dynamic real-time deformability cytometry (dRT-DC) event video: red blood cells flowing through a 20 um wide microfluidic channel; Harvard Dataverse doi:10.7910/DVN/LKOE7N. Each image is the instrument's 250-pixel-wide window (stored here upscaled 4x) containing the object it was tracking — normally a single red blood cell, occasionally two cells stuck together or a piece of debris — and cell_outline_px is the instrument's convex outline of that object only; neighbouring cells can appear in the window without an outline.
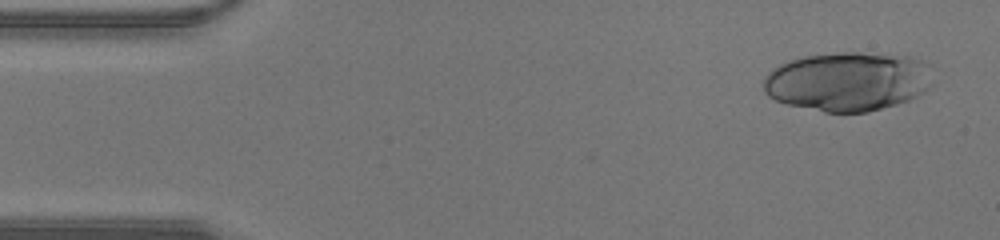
{"species": "human", "species_latin": "Homo sapiens", "temperature_condition": "warm", "stored_images_in_passage": 17, "camera_frame_rate_fps": 3000, "um_per_image_px": 0.085, "donor": {"sex": "male"}, "frame": {"image": 1, "passage_image": 2, "time_ms": 0.333, "image_size_px": [1000, 240], "cell_outline_px": [[928, 88], [924, 92], [908, 100], [896, 104], [868, 112], [824, 112], [788, 104], [776, 100], [768, 96], [764, 92], [764, 76], [772, 68], [788, 60], [804, 56], [840, 52], [860, 52], [908, 56], [924, 60], [928, 64]], "centroid_in_image_um": [72.01, 6.91], "position_along_channel_um": 13.0, "area_um2": 58.26}}
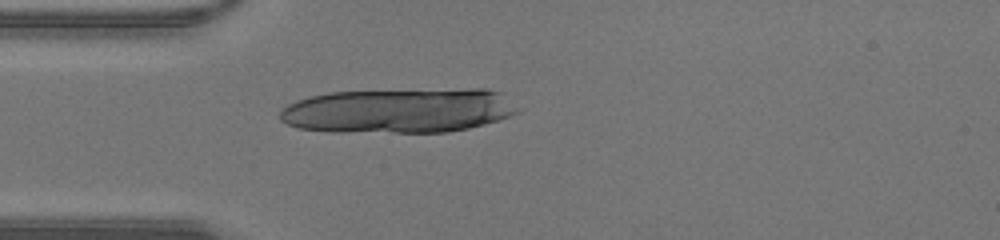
{"frame": {"image": 2, "passage_image": 11, "time_ms": 3.333, "image_size_px": [1000, 240], "cell_outline_px": [[520, 112], [500, 120], [468, 128], [448, 132], [332, 132], [300, 128], [288, 124], [280, 120], [280, 112], [288, 104], [296, 100], [308, 96], [328, 92], [472, 88], [488, 88], [500, 92], [520, 108]], "centroid_in_image_um": [33.93, 9.39], "position_along_channel_um": 51.1, "area_um2": 62.6}}